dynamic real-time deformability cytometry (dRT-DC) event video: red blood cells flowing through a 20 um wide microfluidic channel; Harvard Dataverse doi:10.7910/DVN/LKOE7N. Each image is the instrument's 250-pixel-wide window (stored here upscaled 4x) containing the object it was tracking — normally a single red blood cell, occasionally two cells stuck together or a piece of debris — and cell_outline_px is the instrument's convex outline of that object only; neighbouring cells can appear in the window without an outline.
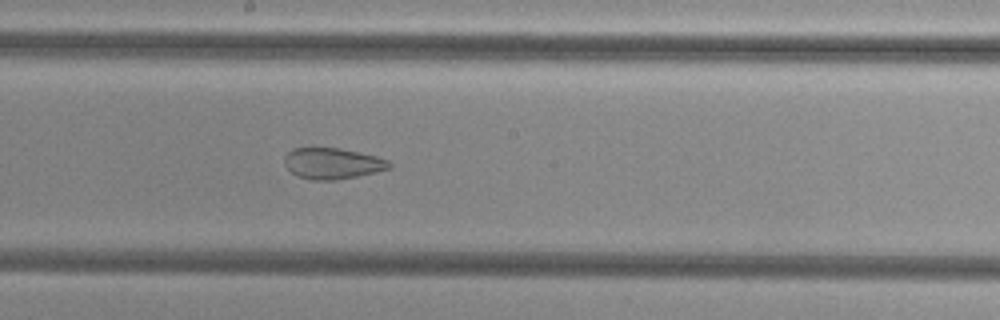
{"species": "common noctule bat (a hibernating species)", "species_latin": "Nyctalus noctula", "temperature_condition": "cold", "stored_images_in_passage": 54, "camera_frame_rate_fps": 3000, "um_per_image_px": 0.085, "animal": {"sex": "female", "body_mass_g": 29.2, "forearm_length_mm": 56.3}, "frame": {"image": 1, "passage_image": 30, "time_ms": 9.667, "image_size_px": [1000, 320], "cell_outline_px": [[392, 168], [356, 176], [336, 180], [312, 180], [300, 176], [292, 172], [284, 164], [284, 156], [292, 148], [340, 148], [376, 156], [388, 160], [392, 164]], "centroid_in_image_um": [28.26, 13.88], "position_along_channel_um": 219.9, "area_um2": 18.84}}
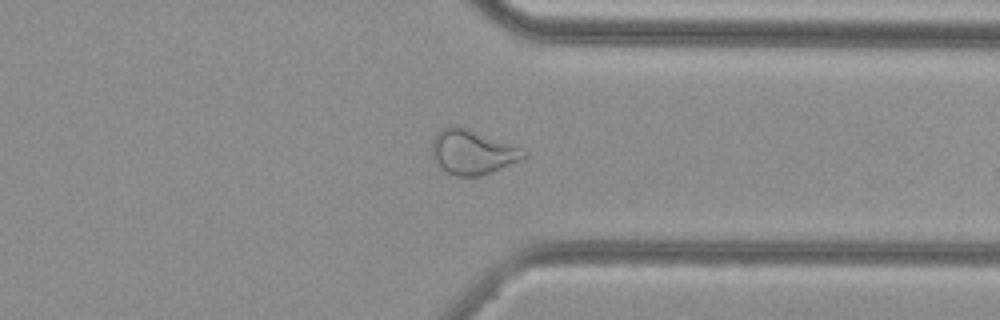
{"frame": {"image": 2, "passage_image": 42, "time_ms": 13.667, "image_size_px": [1000, 320], "cell_outline_px": [[528, 156], [520, 160], [480, 176], [456, 176], [440, 172], [432, 156], [432, 140], [436, 132], [440, 128], [452, 124], [524, 148], [528, 152]], "centroid_in_image_um": [40.1, 12.94], "position_along_channel_um": 371.3, "area_um2": 24.1}}
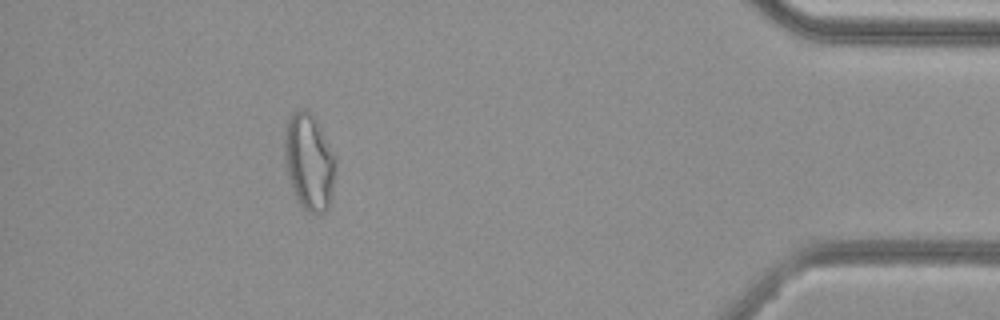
{"frame": {"image": 3, "passage_image": 49, "time_ms": 16.0, "image_size_px": [1000, 320], "cell_outline_px": [[336, 168], [328, 208], [320, 216], [316, 216], [300, 208], [292, 192], [288, 180], [284, 164], [284, 132], [288, 120], [292, 112], [304, 108], [316, 120], [336, 156]], "centroid_in_image_um": [26.25, 13.82], "position_along_channel_um": 409.0, "area_um2": 29.42}, "authors_computed_cell_mechanics": {"area_um2": 27.2238, "velocity_mm_per_s": 3.7989, "shape_relaxation_time_tau1_ms": null, "shape_relaxation_time_tau2_ms": 1.7898, "deformation_change_tau1": null, "deformation_change_tau2": 0.081}}